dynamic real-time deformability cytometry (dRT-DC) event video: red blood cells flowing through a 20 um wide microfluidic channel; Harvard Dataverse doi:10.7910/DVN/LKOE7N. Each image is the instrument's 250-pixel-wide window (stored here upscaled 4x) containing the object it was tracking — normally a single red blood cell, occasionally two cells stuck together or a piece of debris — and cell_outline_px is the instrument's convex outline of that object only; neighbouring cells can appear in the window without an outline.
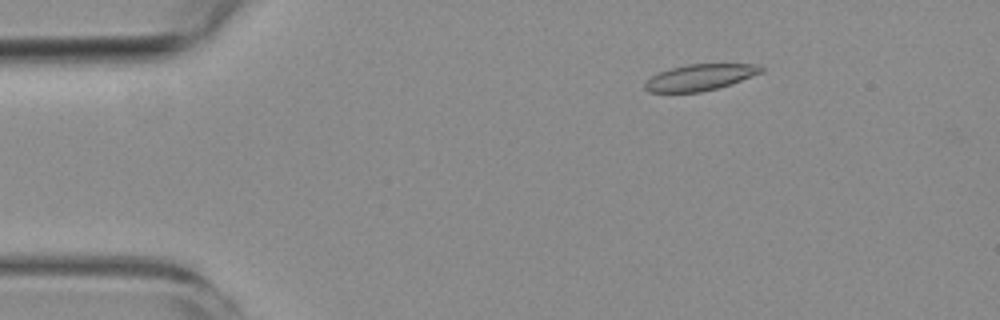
{"species": "common noctule bat (a hibernating species)", "species_latin": "Nyctalus noctula", "temperature_condition": "room temperature", "stored_images_in_passage": 8, "camera_frame_rate_fps": 3000, "um_per_image_px": 0.085, "animal": {"sex": "female", "body_mass_g": 19.3, "forearm_length_mm": 54.1}, "frame": {"image": 1, "passage_image": 3, "time_ms": 2.333, "image_size_px": [1000, 320], "cell_outline_px": [[764, 72], [732, 84], [700, 92], [648, 92], [644, 88], [644, 84], [652, 76], [660, 72], [672, 68], [688, 64], [756, 64], [764, 68]], "centroid_in_image_um": [59.54, 6.57], "position_along_channel_um": 25.5, "area_um2": 17.69}}
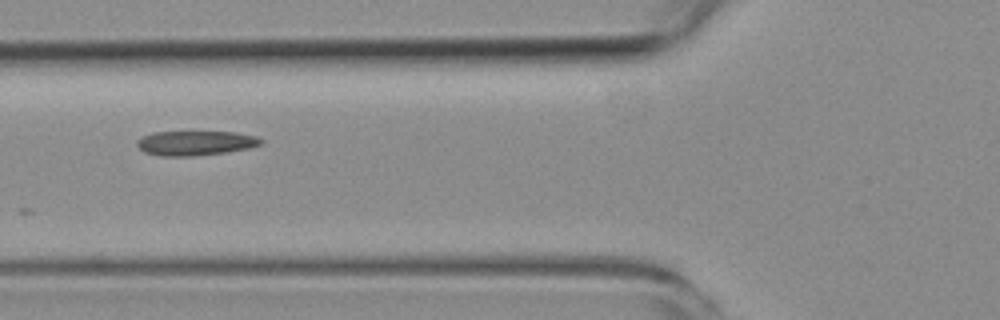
{"frame": {"image": 2, "passage_image": 6, "time_ms": 6.333, "image_size_px": [1000, 320], "cell_outline_px": [[264, 140], [260, 144], [248, 148], [224, 152], [192, 156], [160, 156], [144, 152], [136, 144], [136, 140], [152, 132], [236, 132], [256, 136]], "centroid_in_image_um": [16.59, 12.15], "position_along_channel_um": 109.2, "area_um2": 17.63}}
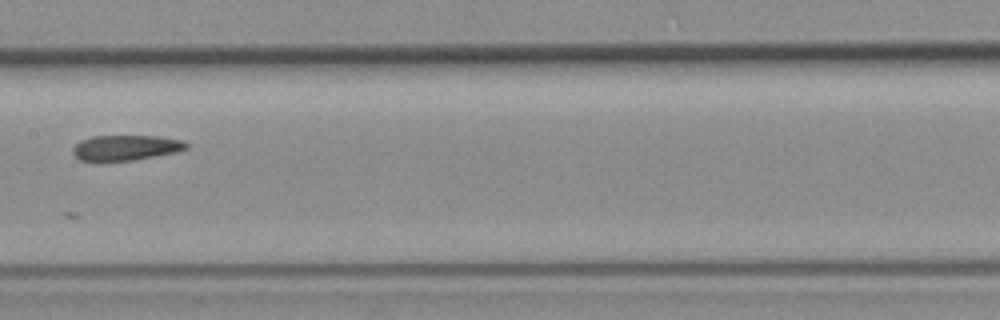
{"frame": {"image": 3, "passage_image": 8, "time_ms": 8.667, "image_size_px": [1000, 320], "cell_outline_px": [[188, 148], [176, 152], [132, 160], [80, 160], [72, 152], [72, 148], [80, 140], [92, 136], [156, 136], [184, 140], [188, 144]], "centroid_in_image_um": [10.71, 12.53], "position_along_channel_um": 196.7, "area_um2": 16.53}}